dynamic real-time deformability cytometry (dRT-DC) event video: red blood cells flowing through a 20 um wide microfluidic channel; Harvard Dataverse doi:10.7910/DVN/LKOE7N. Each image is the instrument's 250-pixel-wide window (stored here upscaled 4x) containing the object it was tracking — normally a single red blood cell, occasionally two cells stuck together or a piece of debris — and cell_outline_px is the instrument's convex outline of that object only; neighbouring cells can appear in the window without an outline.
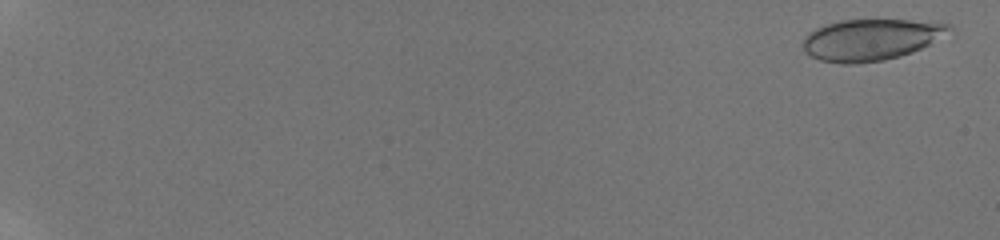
{"species": "human", "species_latin": "Homo sapiens", "temperature_condition": "room temperature", "stored_images_in_passage": 16, "camera_frame_rate_fps": 3000, "um_per_image_px": 0.085, "donor": {"sex": "male"}, "frame": {"image": 1, "passage_image": 2, "time_ms": 0.333, "image_size_px": [1000, 240], "cell_outline_px": [[952, 28], [928, 44], [912, 52], [900, 56], [884, 60], [852, 64], [840, 64], [820, 60], [804, 52], [804, 36], [808, 32], [816, 28], [840, 20], [908, 20], [952, 24]], "centroid_in_image_um": [73.96, 3.37], "position_along_channel_um": 11.0, "area_um2": 34.8}}